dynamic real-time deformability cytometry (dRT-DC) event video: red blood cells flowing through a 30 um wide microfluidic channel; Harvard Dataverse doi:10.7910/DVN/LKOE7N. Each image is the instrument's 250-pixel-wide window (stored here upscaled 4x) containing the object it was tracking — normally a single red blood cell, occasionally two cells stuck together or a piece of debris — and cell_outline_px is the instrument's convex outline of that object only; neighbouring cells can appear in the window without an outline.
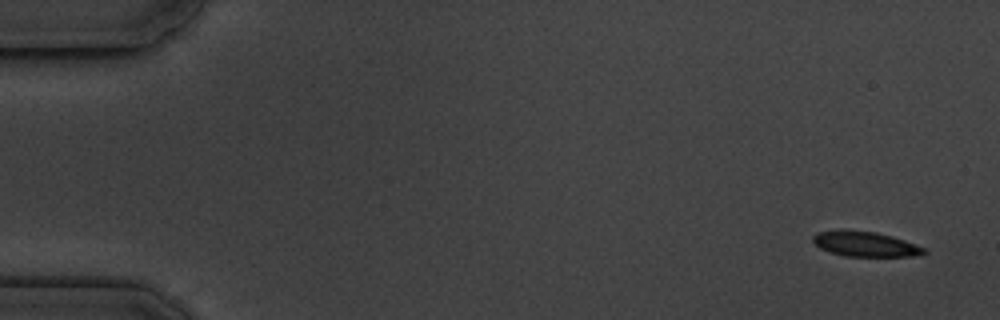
{"species": "common noctule bat (a hibernating species)", "species_latin": "Nyctalus noctula", "temperature_condition": "cold", "stored_images_in_passage": 5, "camera_frame_rate_fps": 3000, "um_per_image_px": 0.085, "animal": {"sex": "male", "body_mass_g": 19.5, "forearm_length_mm": 54.6}, "frame": {"image": 1, "passage_image": 1, "time_ms": 0.0, "image_size_px": [1000, 320], "cell_outline_px": [[928, 252], [912, 256], [844, 256], [820, 248], [812, 240], [812, 236], [816, 232], [840, 228], [844, 228], [876, 232], [892, 236], [904, 240], [924, 248]], "centroid_in_image_um": [73.47, 20.71], "position_along_channel_um": 11.5, "area_um2": 16.36}}
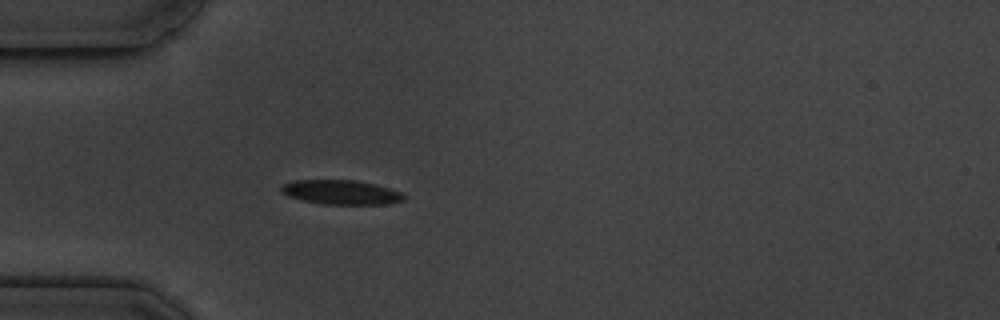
{"frame": {"image": 2, "passage_image": 5, "time_ms": 4.667, "image_size_px": [1000, 320], "cell_outline_px": [[404, 200], [384, 204], [324, 204], [300, 200], [288, 196], [280, 192], [280, 184], [292, 180], [352, 180], [376, 184], [400, 192], [404, 196]], "centroid_in_image_um": [28.9, 16.33], "position_along_channel_um": 56.1, "area_um2": 17.46}}